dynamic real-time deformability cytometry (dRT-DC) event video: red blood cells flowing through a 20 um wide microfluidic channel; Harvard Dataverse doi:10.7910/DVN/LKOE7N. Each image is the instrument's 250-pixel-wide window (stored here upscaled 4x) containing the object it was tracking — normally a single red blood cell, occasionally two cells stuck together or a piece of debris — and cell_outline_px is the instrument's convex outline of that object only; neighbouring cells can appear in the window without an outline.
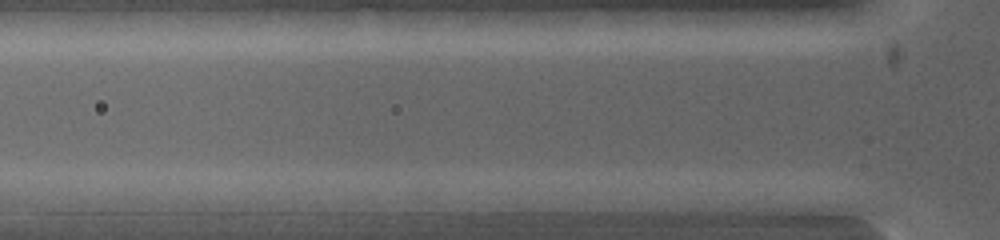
{"species": "common noctule bat (a hibernating species)", "species_latin": "Nyctalus noctula", "temperature_condition": "warm", "stored_images_in_passage": 8, "segment_of_instrument_passage": [1, 2], "camera_frame_rate_fps": 5000, "um_per_image_px": 0.085, "animal": {"sex": "female", "body_mass_g": 19.0, "forearm_length_mm": 53.3}, "frame": {"image": 1, "passage_image": 3, "time_ms": 0.2, "image_size_px": [1000, 240], "cell_outline_px": [[636, 200], [620, 212], [496, 212], [500, 200], [580, 192], [628, 192]], "centroid_in_image_um": [48.41, 17.25], "position_along_channel_um": 77.4, "area_um2": 16.59}}